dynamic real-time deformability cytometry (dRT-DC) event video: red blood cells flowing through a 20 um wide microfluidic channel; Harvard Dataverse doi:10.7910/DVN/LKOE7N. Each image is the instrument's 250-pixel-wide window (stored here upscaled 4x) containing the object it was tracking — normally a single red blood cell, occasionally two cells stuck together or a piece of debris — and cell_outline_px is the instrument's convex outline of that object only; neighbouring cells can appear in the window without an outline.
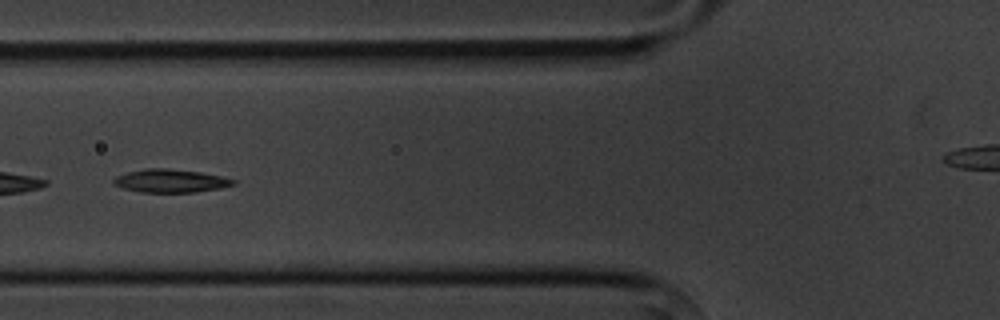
{"species": "common noctule bat (a hibernating species)", "species_latin": "Nyctalus noctula", "temperature_condition": "cold", "stored_images_in_passage": 7, "segment_of_instrument_passage": [1, 2], "camera_frame_rate_fps": 3000, "um_per_image_px": 0.085, "animal": {"sex": "male", "body_mass_g": 20.1, "forearm_length_mm": 53.5}, "frame": {"image": 1, "passage_image": 5, "time_ms": 4.667, "image_size_px": [1000, 320], "cell_outline_px": [[236, 184], [220, 188], [196, 192], [140, 192], [124, 188], [112, 184], [112, 180], [116, 176], [128, 172], [144, 168], [164, 168], [200, 172], [220, 176], [236, 180]], "centroid_in_image_um": [14.47, 15.37], "position_along_channel_um": 111.3, "area_um2": 16.13}}
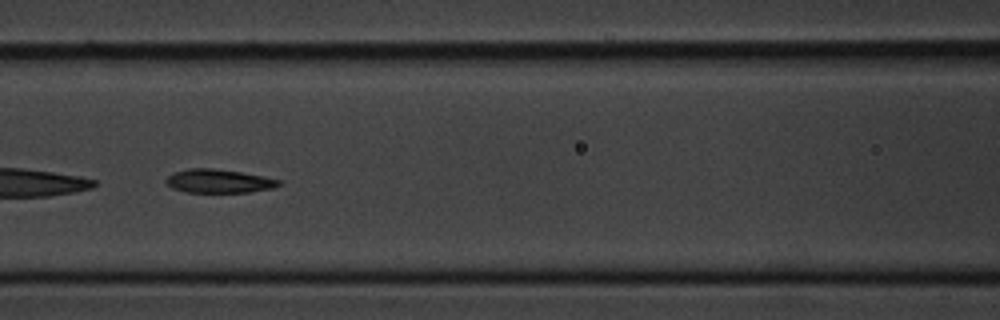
{"frame": {"image": 2, "passage_image": 6, "time_ms": 5.667, "image_size_px": [1000, 320], "cell_outline_px": [[280, 184], [272, 188], [248, 192], [184, 192], [172, 188], [164, 180], [172, 172], [188, 168], [212, 168], [240, 172], [280, 180]], "centroid_in_image_um": [18.52, 15.39], "position_along_channel_um": 148.1, "area_um2": 15.37}}